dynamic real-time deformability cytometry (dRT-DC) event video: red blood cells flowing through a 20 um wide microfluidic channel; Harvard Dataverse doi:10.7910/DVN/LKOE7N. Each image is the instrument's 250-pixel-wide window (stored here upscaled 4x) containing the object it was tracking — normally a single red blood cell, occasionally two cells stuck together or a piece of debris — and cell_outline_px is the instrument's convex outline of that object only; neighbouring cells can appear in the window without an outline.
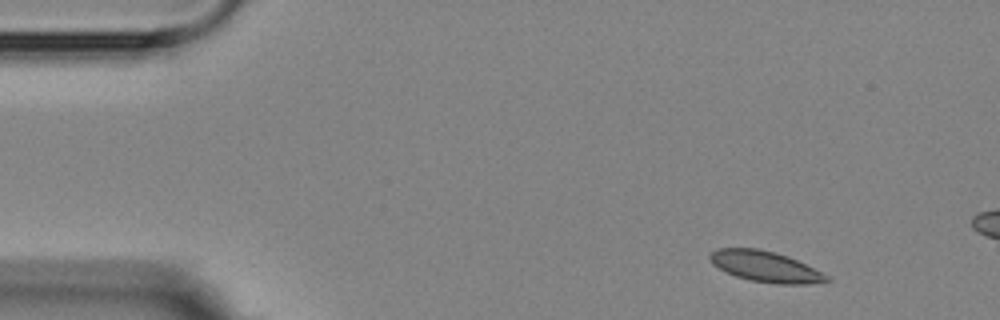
{"species": "Egyptian fruit bat (a non-hibernating species)", "species_latin": "Rousettus aegyptiacus", "temperature_condition": "room temperature", "stored_images_in_passage": 15, "camera_frame_rate_fps": 3000, "um_per_image_px": 0.085, "animal": {"sex": "female"}, "frame": {"image": 1, "passage_image": 2, "time_ms": 1.333, "image_size_px": [1000, 320], "cell_outline_px": [[832, 280], [808, 284], [776, 284], [752, 280], [736, 276], [712, 264], [708, 256], [716, 248], [760, 248], [776, 252], [788, 256], [828, 276]], "centroid_in_image_um": [65.03, 22.64], "position_along_channel_um": 20.0, "area_um2": 20.69}}
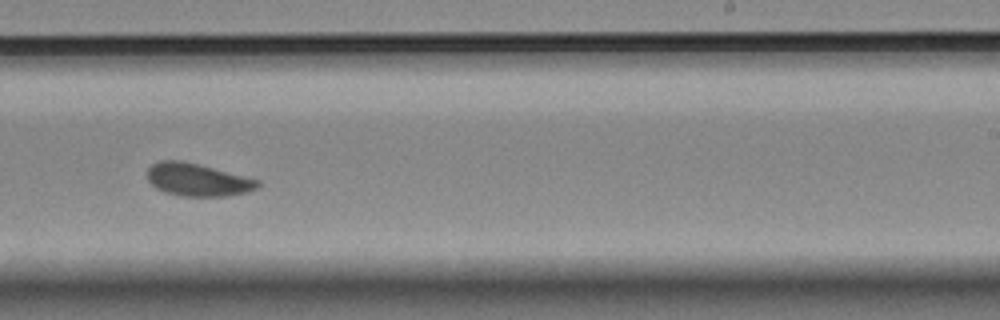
{"frame": {"image": 2, "passage_image": 9, "time_ms": 10.667, "image_size_px": [1000, 320], "cell_outline_px": [[260, 184], [256, 188], [248, 192], [228, 196], [180, 196], [164, 192], [156, 188], [148, 180], [148, 168], [152, 164], [160, 160], [180, 160], [260, 180]], "centroid_in_image_um": [16.78, 15.29], "position_along_channel_um": 272.2, "area_um2": 20.87}}
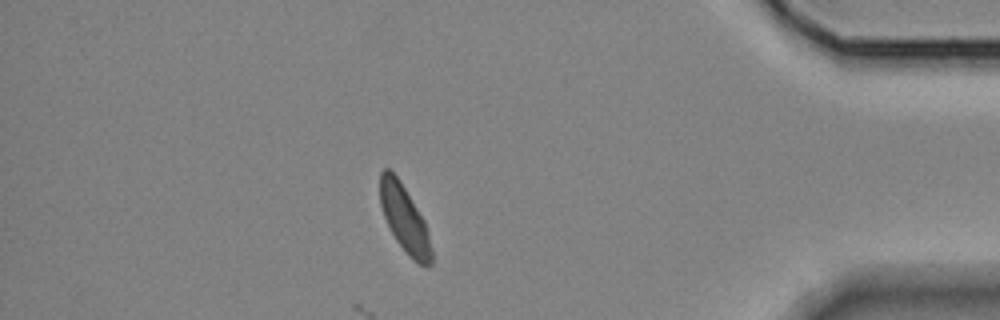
{"frame": {"image": 3, "passage_image": 13, "time_ms": 15.333, "image_size_px": [1000, 320], "cell_outline_px": [[432, 264], [420, 264], [412, 260], [396, 240], [384, 216], [380, 204], [380, 172], [384, 168], [388, 168], [400, 180], [424, 220], [428, 232], [432, 248]], "centroid_in_image_um": [34.38, 18.59], "position_along_channel_um": 400.8, "area_um2": 19.77}}